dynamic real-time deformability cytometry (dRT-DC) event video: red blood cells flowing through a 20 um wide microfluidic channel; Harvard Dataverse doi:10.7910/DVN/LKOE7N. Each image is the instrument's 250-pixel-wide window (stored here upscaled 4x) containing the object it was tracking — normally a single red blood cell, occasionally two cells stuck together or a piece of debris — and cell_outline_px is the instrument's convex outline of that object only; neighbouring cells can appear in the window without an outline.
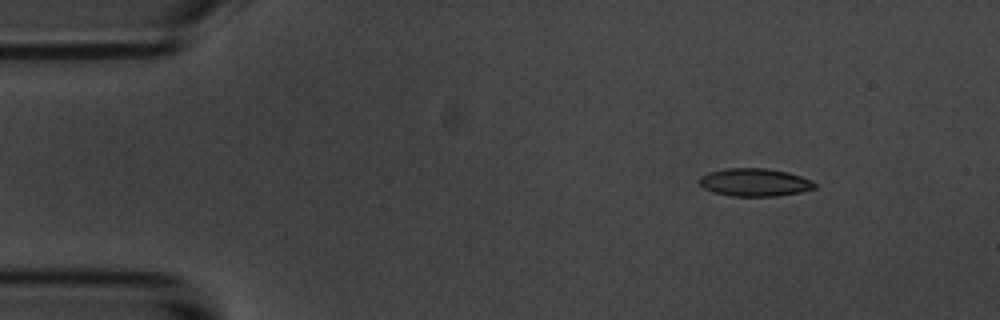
{"species": "common noctule bat (a hibernating species)", "species_latin": "Nyctalus noctula", "temperature_condition": "room temperature", "stored_images_in_passage": 10, "camera_frame_rate_fps": 3000, "um_per_image_px": 0.085, "animal": {"sex": "male", "body_mass_g": 20.1, "forearm_length_mm": 53.5}, "frame": {"image": 1, "passage_image": 2, "time_ms": 1.333, "image_size_px": [1000, 320], "cell_outline_px": [[816, 188], [800, 192], [780, 196], [732, 196], [716, 192], [704, 188], [700, 184], [700, 176], [708, 172], [728, 168], [768, 168], [788, 172], [812, 180], [816, 184]], "centroid_in_image_um": [64.18, 15.49], "position_along_channel_um": 20.8, "area_um2": 18.73}}
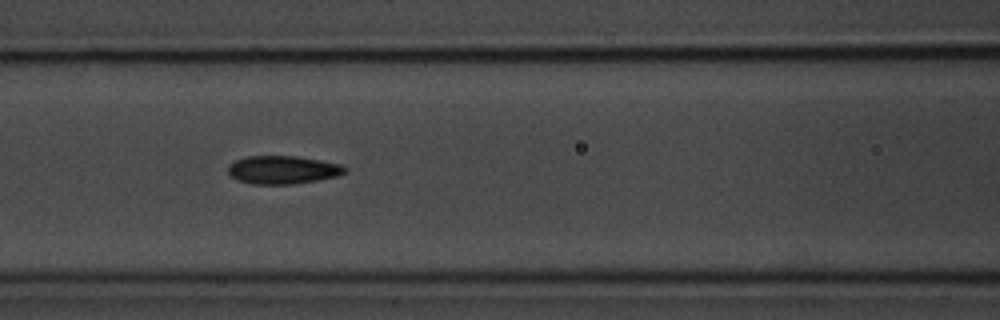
{"frame": {"image": 2, "passage_image": 7, "time_ms": 7.0, "image_size_px": [1000, 320], "cell_outline_px": [[348, 172], [336, 176], [316, 180], [292, 184], [252, 184], [240, 180], [232, 176], [228, 172], [228, 164], [236, 160], [248, 156], [296, 156], [320, 160], [340, 164], [348, 168]], "centroid_in_image_um": [24.05, 14.43], "position_along_channel_um": 142.5, "area_um2": 19.07}}
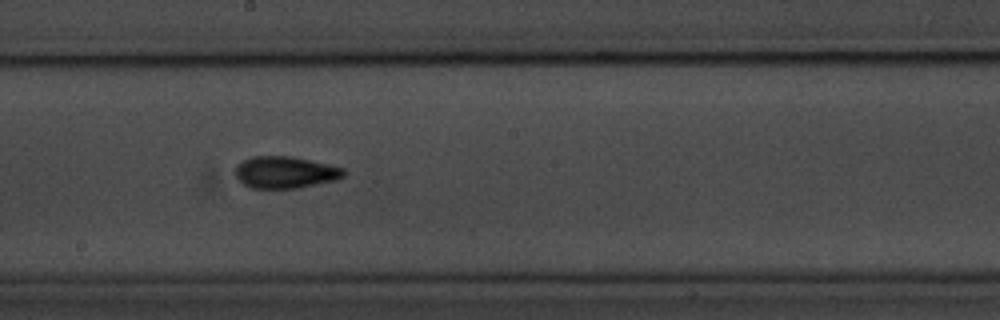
{"frame": {"image": 3, "passage_image": 9, "time_ms": 9.333, "image_size_px": [1000, 320], "cell_outline_px": [[348, 172], [344, 176], [336, 180], [296, 188], [252, 188], [244, 184], [236, 176], [236, 168], [244, 160], [252, 156], [288, 156], [308, 160], [344, 168]], "centroid_in_image_um": [24.27, 14.65], "position_along_channel_um": 223.9, "area_um2": 19.83}}